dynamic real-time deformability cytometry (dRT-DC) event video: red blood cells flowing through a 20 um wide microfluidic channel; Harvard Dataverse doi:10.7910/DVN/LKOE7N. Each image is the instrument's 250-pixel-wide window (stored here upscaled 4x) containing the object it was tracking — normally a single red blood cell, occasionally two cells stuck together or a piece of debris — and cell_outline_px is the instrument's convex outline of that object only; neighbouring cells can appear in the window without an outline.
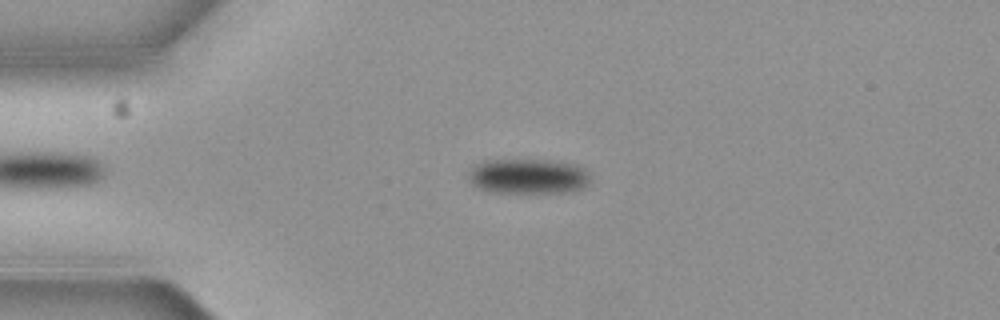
{"species": "common noctule bat (a hibernating species)", "species_latin": "Nyctalus noctula", "temperature_condition": "cold", "stored_images_in_passage": 6, "camera_frame_rate_fps": 3000, "um_per_image_px": 0.085, "animal": {"sex": "female", "body_mass_g": 19.3, "forearm_length_mm": 54.1}, "frame": {"image": 1, "passage_image": 4, "time_ms": 1.0, "image_size_px": [1000, 320], "cell_outline_px": [[588, 184], [572, 192], [492, 192], [476, 188], [472, 184], [468, 176], [472, 168], [476, 164], [484, 160], [556, 160], [576, 164], [584, 168], [588, 172]], "centroid_in_image_um": [44.89, 14.97], "position_along_channel_um": 40.1, "area_um2": 24.97}}
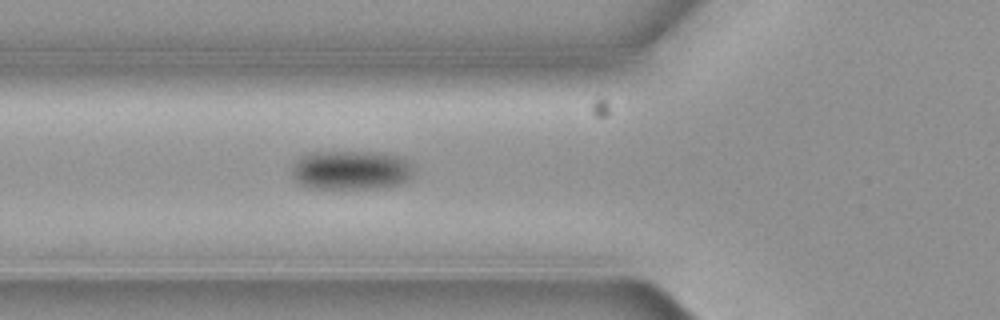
{"frame": {"image": 2, "passage_image": 6, "time_ms": 1.667, "image_size_px": [1000, 320], "cell_outline_px": [[412, 176], [408, 180], [396, 184], [380, 188], [308, 188], [300, 184], [292, 176], [292, 164], [296, 160], [312, 152], [388, 152], [404, 160], [408, 164], [412, 172]], "centroid_in_image_um": [29.78, 14.46], "position_along_channel_um": 96.0, "area_um2": 27.63}}